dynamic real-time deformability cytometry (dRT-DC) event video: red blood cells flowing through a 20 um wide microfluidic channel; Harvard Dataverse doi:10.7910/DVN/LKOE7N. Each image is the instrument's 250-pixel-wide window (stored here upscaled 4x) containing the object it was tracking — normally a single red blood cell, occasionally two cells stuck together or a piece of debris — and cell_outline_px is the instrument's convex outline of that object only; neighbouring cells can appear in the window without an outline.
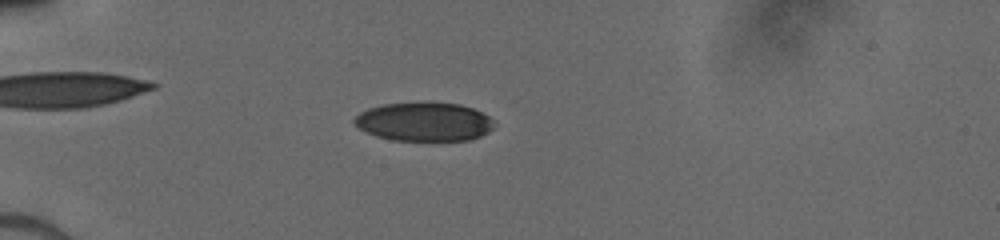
{"species": "human", "species_latin": "Homo sapiens", "temperature_condition": "cold", "stored_images_in_passage": 52, "camera_frame_rate_fps": 3000, "um_per_image_px": 0.085, "donor": {"sex": "male"}, "frame": {"image": 1, "passage_image": 17, "time_ms": 5.333, "image_size_px": [1000, 240], "cell_outline_px": [[492, 128], [488, 132], [480, 136], [468, 140], [392, 140], [376, 136], [360, 128], [352, 120], [360, 112], [368, 108], [384, 104], [420, 100], [424, 100], [460, 104], [472, 108], [488, 116], [492, 120]], "centroid_in_image_um": [36.03, 10.31], "position_along_channel_um": 49.0, "area_um2": 31.91}}
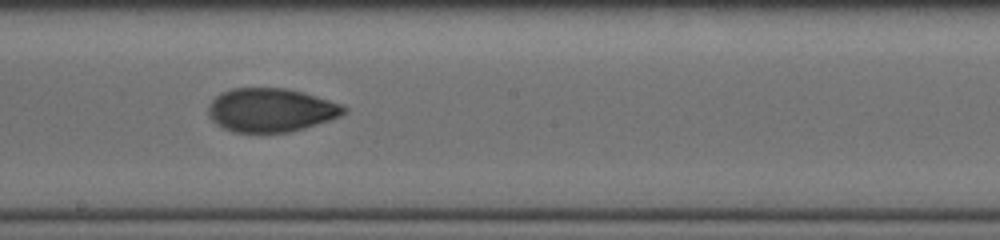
{"frame": {"image": 2, "passage_image": 32, "time_ms": 10.333, "image_size_px": [1000, 240], "cell_outline_px": [[348, 112], [340, 116], [304, 128], [288, 132], [232, 132], [216, 124], [208, 116], [208, 108], [212, 100], [220, 92], [232, 88], [284, 88], [304, 92], [340, 104], [348, 108]], "centroid_in_image_um": [23.0, 9.35], "position_along_channel_um": 225.2, "area_um2": 34.45}}
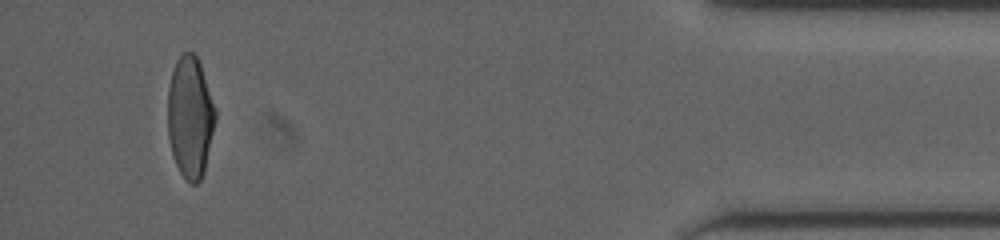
{"frame": {"image": 3, "passage_image": 50, "time_ms": 16.333, "image_size_px": [1000, 240], "cell_outline_px": [[216, 120], [204, 172], [200, 180], [196, 184], [192, 184], [180, 172], [172, 156], [168, 136], [168, 88], [172, 72], [176, 60], [184, 52], [192, 52], [196, 56], [200, 64], [216, 112]], "centroid_in_image_um": [16.15, 9.97], "position_along_channel_um": 419.0, "area_um2": 33.52}}